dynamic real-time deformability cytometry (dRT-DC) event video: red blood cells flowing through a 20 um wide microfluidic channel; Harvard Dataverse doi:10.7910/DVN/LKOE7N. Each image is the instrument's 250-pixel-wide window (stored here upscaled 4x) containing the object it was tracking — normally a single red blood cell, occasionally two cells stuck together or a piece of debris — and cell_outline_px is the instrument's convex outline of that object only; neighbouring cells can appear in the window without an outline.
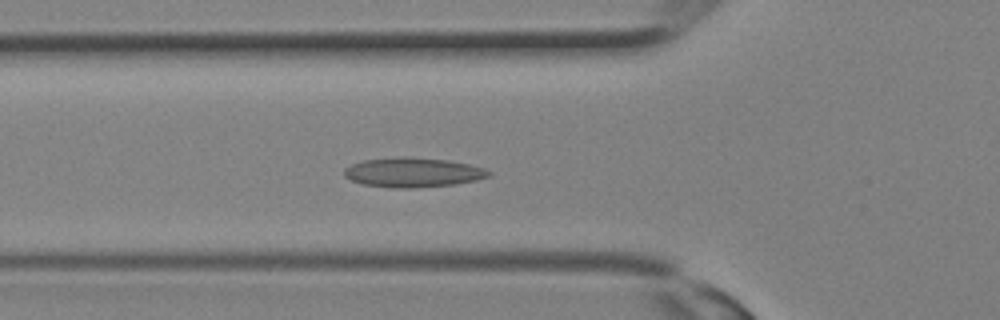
{"species": "Egyptian fruit bat (a non-hibernating species)", "species_latin": "Rousettus aegyptiacus", "temperature_condition": "room temperature", "stored_images_in_passage": 29, "camera_frame_rate_fps": 3000, "um_per_image_px": 0.085, "animal": {"sex": "female"}, "frame": {"image": 1, "passage_image": 9, "time_ms": 2.667, "image_size_px": [1000, 320], "cell_outline_px": [[492, 172], [488, 176], [476, 180], [456, 184], [412, 188], [392, 188], [364, 184], [352, 180], [344, 176], [344, 168], [352, 164], [364, 160], [448, 160], [468, 164], [484, 168]], "centroid_in_image_um": [35.13, 14.71], "position_along_channel_um": 90.7, "area_um2": 23.58}}
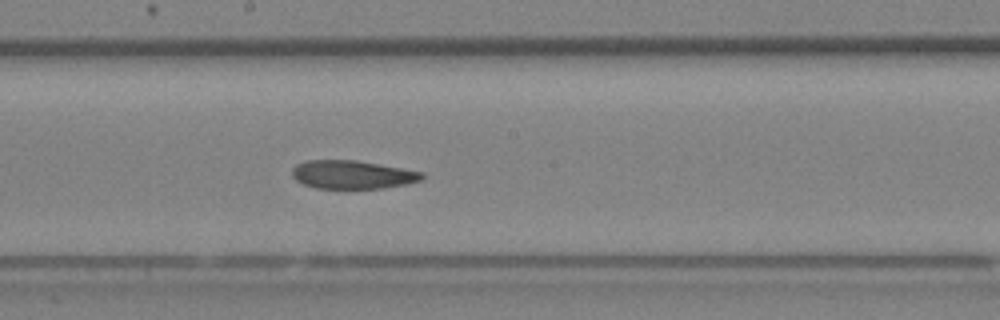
{"frame": {"image": 2, "passage_image": 15, "time_ms": 4.667, "image_size_px": [1000, 320], "cell_outline_px": [[424, 176], [420, 180], [408, 184], [384, 188], [316, 188], [304, 184], [296, 180], [292, 176], [292, 168], [296, 164], [308, 160], [356, 160], [380, 164], [424, 172]], "centroid_in_image_um": [29.96, 14.84], "position_along_channel_um": 218.2, "area_um2": 21.5}}
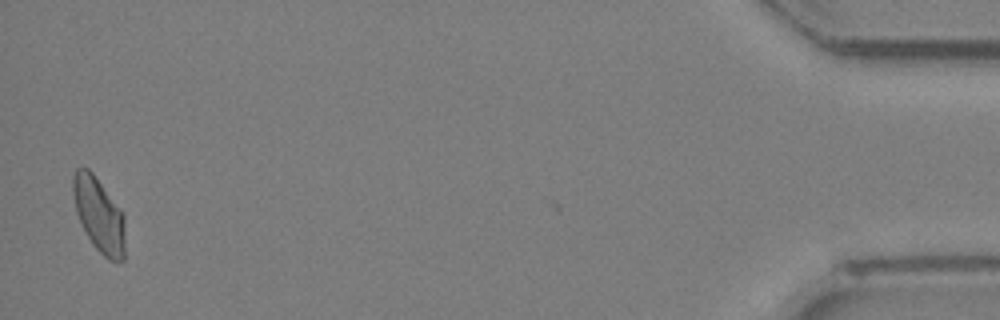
{"frame": {"image": 3, "passage_image": 29, "time_ms": 9.333, "image_size_px": [1000, 320], "cell_outline_px": [[124, 260], [108, 260], [92, 244], [76, 212], [72, 192], [72, 176], [76, 168], [88, 168], [92, 172], [124, 212]], "centroid_in_image_um": [8.41, 18.22], "position_along_channel_um": 426.8, "area_um2": 22.54}}